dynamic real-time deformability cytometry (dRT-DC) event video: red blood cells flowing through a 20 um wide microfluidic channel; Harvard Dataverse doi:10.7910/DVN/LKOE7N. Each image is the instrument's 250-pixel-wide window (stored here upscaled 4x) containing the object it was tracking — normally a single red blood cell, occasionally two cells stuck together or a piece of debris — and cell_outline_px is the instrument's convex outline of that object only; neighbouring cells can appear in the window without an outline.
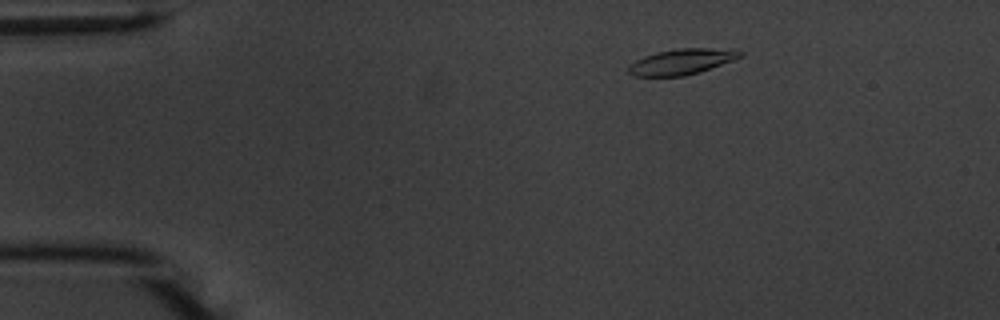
{"species": "common noctule bat (a hibernating species)", "species_latin": "Nyctalus noctula", "temperature_condition": "warm", "stored_images_in_passage": 52, "camera_frame_rate_fps": 3000, "um_per_image_px": 0.085, "animal": {"sex": "male", "body_mass_g": 20.1, "forearm_length_mm": 53.5}, "frame": {"image": 1, "passage_image": 6, "time_ms": 1.667, "image_size_px": [1000, 320], "cell_outline_px": [[744, 56], [700, 72], [684, 76], [632, 76], [628, 72], [628, 64], [644, 56], [656, 52], [676, 48], [712, 48], [744, 52]], "centroid_in_image_um": [57.9, 5.25], "position_along_channel_um": 27.1, "area_um2": 16.7}}
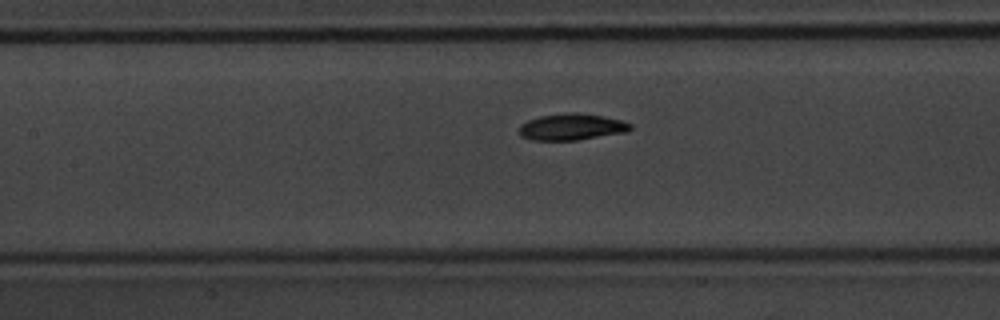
{"frame": {"image": 2, "passage_image": 22, "time_ms": 7.0, "image_size_px": [1000, 320], "cell_outline_px": [[632, 128], [628, 132], [576, 140], [532, 140], [520, 136], [520, 124], [528, 120], [540, 116], [568, 112], [576, 112], [600, 116], [620, 120], [632, 124]], "centroid_in_image_um": [48.59, 10.79], "position_along_channel_um": 158.8, "area_um2": 17.11}}
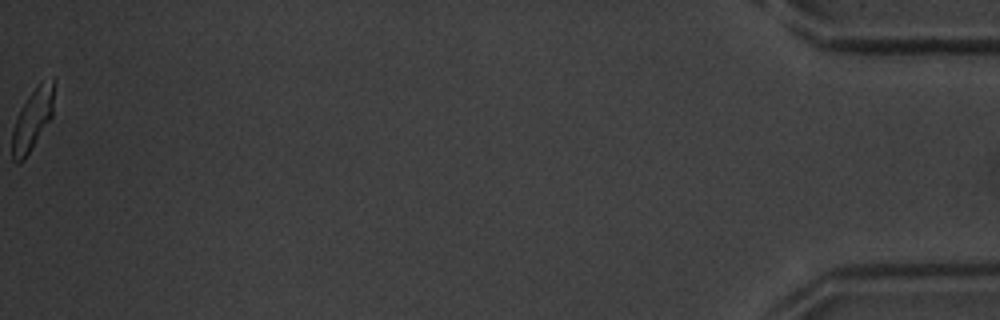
{"frame": {"image": 3, "passage_image": 52, "time_ms": 17.0, "image_size_px": [1000, 320], "cell_outline_px": [[56, 80], [52, 116], [24, 160], [16, 164], [12, 160], [12, 128], [20, 108], [36, 84], [40, 80]], "centroid_in_image_um": [2.76, 10.11], "position_along_channel_um": 432.4, "area_um2": 15.26}, "authors_computed_cell_mechanics": {"area_um2": 16.8776, "velocity_mm_per_s": 3.7036, "shape_relaxation_time_tau1_ms": 2.184, "shape_relaxation_time_tau2_ms": 1.6109, "deformation_change_tau1": 0.1597, "deformation_change_tau2": 0.065}}